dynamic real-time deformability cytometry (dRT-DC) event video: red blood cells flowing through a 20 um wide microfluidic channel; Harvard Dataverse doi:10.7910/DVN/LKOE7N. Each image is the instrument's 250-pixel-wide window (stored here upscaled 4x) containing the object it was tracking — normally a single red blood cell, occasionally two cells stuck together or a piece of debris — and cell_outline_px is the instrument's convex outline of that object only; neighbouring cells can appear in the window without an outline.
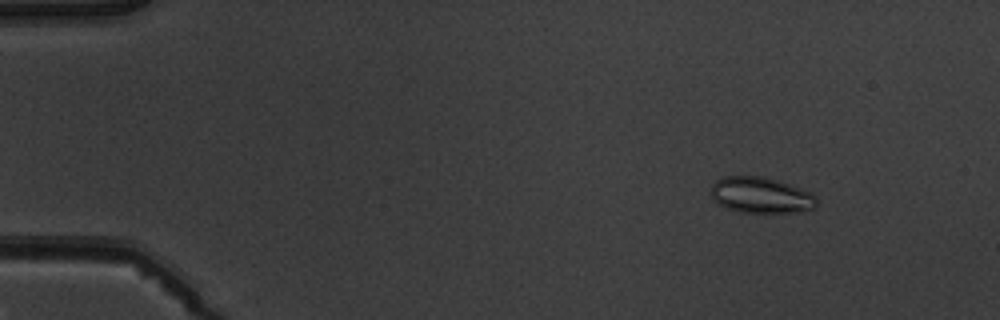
{"species": "common noctule bat (a hibernating species)", "species_latin": "Nyctalus noctula", "temperature_condition": "warm", "stored_images_in_passage": 5, "camera_frame_rate_fps": 3000, "um_per_image_px": 0.085, "animal": {"sex": "male", "body_mass_g": 19.5, "forearm_length_mm": 54.6}, "frame": {"image": 1, "passage_image": 2, "time_ms": 1.333, "image_size_px": [1000, 320], "cell_outline_px": [[816, 208], [804, 212], [764, 216], [740, 212], [724, 208], [712, 196], [708, 188], [716, 180], [724, 176], [764, 176], [812, 192], [816, 196]], "centroid_in_image_um": [64.7, 16.65], "position_along_channel_um": 20.3, "area_um2": 23.29}}
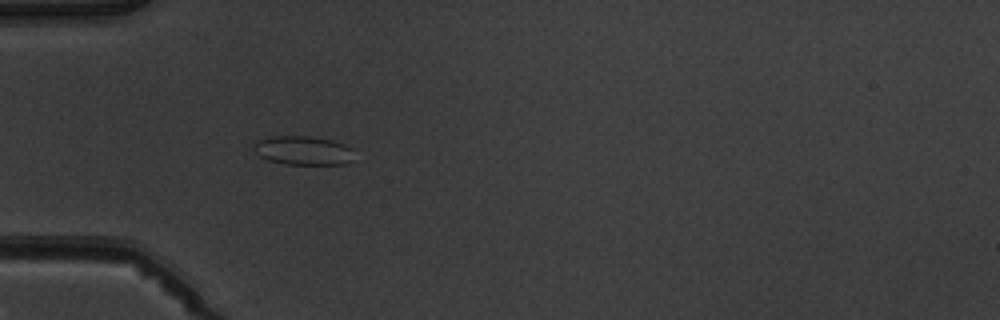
{"frame": {"image": 2, "passage_image": 5, "time_ms": 4.667, "image_size_px": [1000, 320], "cell_outline_px": [[352, 160], [344, 164], [284, 164], [268, 160], [252, 152], [252, 140], [272, 136], [308, 136], [332, 140], [344, 144], [352, 148]], "centroid_in_image_um": [25.67, 12.78], "position_along_channel_um": 59.3, "area_um2": 17.22}}